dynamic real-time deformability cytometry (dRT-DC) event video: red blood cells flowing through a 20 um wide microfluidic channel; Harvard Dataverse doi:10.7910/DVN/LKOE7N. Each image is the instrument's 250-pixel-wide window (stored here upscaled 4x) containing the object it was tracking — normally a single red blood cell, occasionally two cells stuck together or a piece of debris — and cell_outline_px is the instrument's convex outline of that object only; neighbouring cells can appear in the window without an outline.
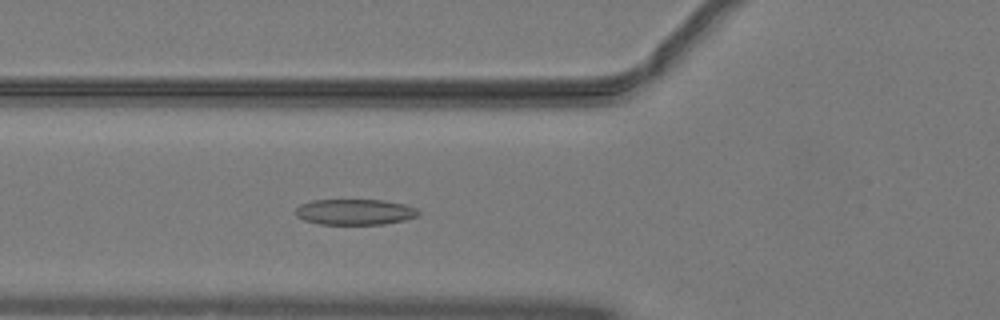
{"species": "common noctule bat (a hibernating species)", "species_latin": "Nyctalus noctula", "temperature_condition": "warm", "stored_images_in_passage": 48, "camera_frame_rate_fps": 3000, "um_per_image_px": 0.085, "animal": {"sex": "male", "body_mass_g": 19.2, "forearm_length_mm": 51.8}, "frame": {"image": 1, "passage_image": 16, "time_ms": 5.0, "image_size_px": [1000, 320], "cell_outline_px": [[420, 216], [404, 220], [384, 224], [320, 224], [304, 220], [296, 216], [296, 208], [300, 204], [312, 200], [384, 200], [404, 204], [416, 208], [420, 212]], "centroid_in_image_um": [30.18, 18.01], "position_along_channel_um": 95.6, "area_um2": 18.5}}
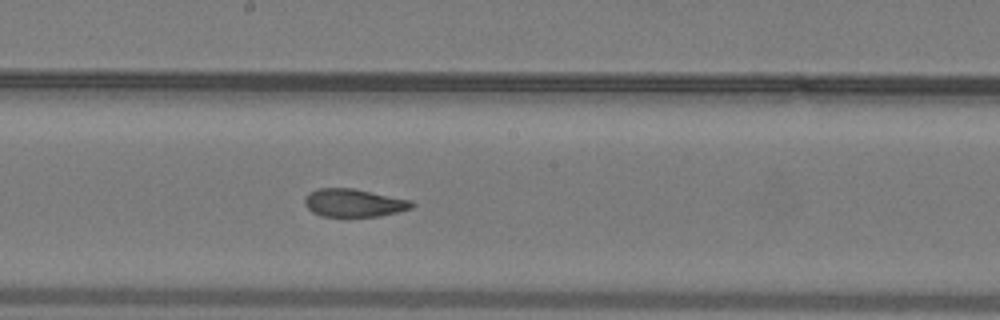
{"frame": {"image": 2, "passage_image": 25, "time_ms": 8.0, "image_size_px": [1000, 320], "cell_outline_px": [[416, 204], [412, 208], [380, 216], [320, 216], [312, 212], [304, 204], [304, 196], [308, 192], [320, 188], [352, 188], [412, 200]], "centroid_in_image_um": [30.06, 17.24], "position_along_channel_um": 218.1, "area_um2": 17.51}}
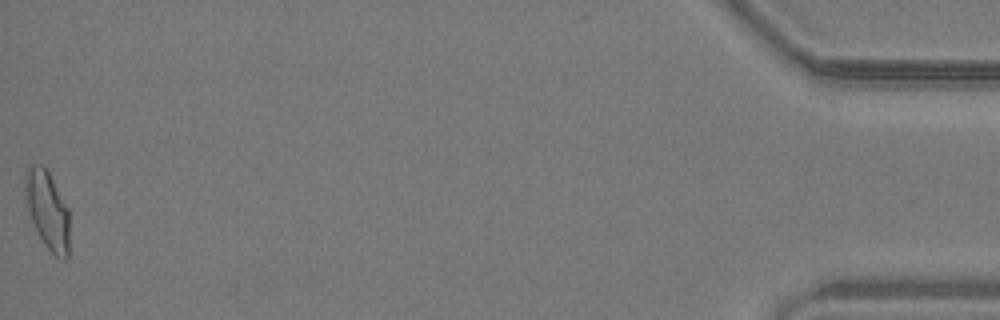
{"frame": {"image": 3, "passage_image": 48, "time_ms": 15.667, "image_size_px": [1000, 320], "cell_outline_px": [[68, 260], [64, 260], [56, 256], [44, 244], [32, 220], [28, 208], [24, 192], [24, 176], [28, 168], [32, 164], [44, 164], [68, 208]], "centroid_in_image_um": [4.02, 17.82], "position_along_channel_um": 431.2, "area_um2": 19.94}, "authors_computed_cell_mechanics": {"area_um2": 18.8428, "velocity_mm_per_s": 4.0537, "shape_relaxation_time_tau1_ms": null, "shape_relaxation_time_tau2_ms": 1.1163, "deformation_change_tau1": null, "deformation_change_tau2": 0.0767}}